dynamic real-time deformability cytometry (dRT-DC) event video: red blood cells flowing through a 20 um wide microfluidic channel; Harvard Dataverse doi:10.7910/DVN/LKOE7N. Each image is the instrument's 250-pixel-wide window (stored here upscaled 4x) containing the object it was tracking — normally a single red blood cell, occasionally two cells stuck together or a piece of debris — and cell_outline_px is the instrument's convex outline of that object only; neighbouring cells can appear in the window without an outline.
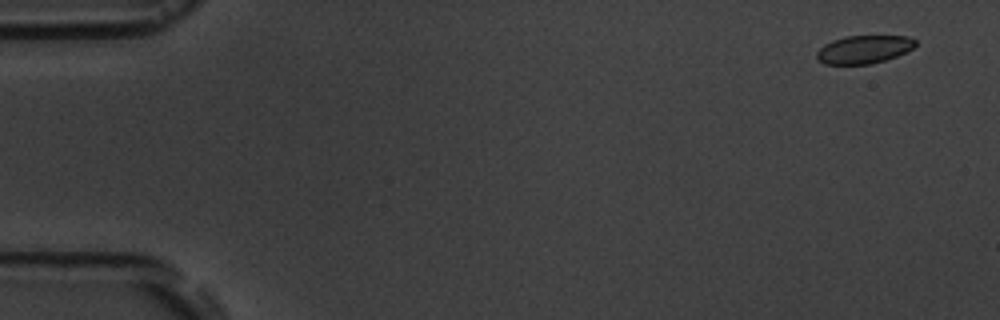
{"species": "common noctule bat (a hibernating species)", "species_latin": "Nyctalus noctula", "temperature_condition": "room temperature", "stored_images_in_passage": 6, "camera_frame_rate_fps": 3000, "um_per_image_px": 0.085, "animal": {"sex": "male", "body_mass_g": 19.5, "forearm_length_mm": 54.6}, "frame": {"image": 1, "passage_image": 1, "time_ms": 0.0, "image_size_px": [1000, 320], "cell_outline_px": [[916, 44], [912, 48], [896, 56], [884, 60], [868, 64], [824, 64], [816, 60], [816, 52], [824, 44], [832, 40], [844, 36], [908, 36], [916, 40]], "centroid_in_image_um": [73.38, 4.19], "position_along_channel_um": 11.6, "area_um2": 16.13}}
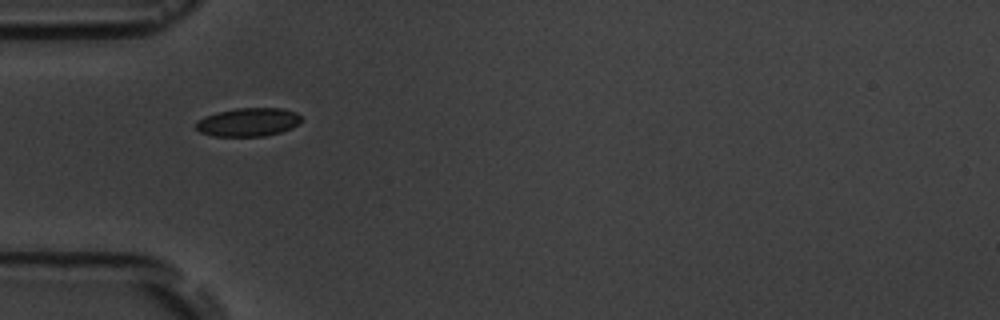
{"frame": {"image": 2, "passage_image": 5, "time_ms": 5.0, "image_size_px": [1000, 320], "cell_outline_px": [[300, 124], [292, 128], [280, 132], [264, 136], [212, 136], [200, 132], [196, 128], [196, 124], [204, 116], [216, 112], [236, 108], [284, 108], [296, 112], [300, 116]], "centroid_in_image_um": [21.11, 10.37], "position_along_channel_um": 63.9, "area_um2": 17.51}}
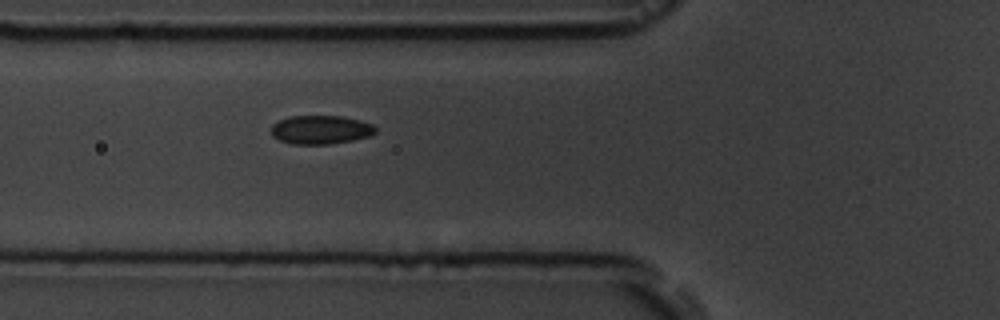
{"frame": {"image": 3, "passage_image": 6, "time_ms": 6.0, "image_size_px": [1000, 320], "cell_outline_px": [[376, 132], [368, 136], [352, 140], [328, 144], [292, 144], [280, 140], [272, 136], [272, 124], [288, 116], [344, 116], [360, 120], [372, 124], [376, 128]], "centroid_in_image_um": [27.25, 11.02], "position_along_channel_um": 98.5, "area_um2": 17.4}}